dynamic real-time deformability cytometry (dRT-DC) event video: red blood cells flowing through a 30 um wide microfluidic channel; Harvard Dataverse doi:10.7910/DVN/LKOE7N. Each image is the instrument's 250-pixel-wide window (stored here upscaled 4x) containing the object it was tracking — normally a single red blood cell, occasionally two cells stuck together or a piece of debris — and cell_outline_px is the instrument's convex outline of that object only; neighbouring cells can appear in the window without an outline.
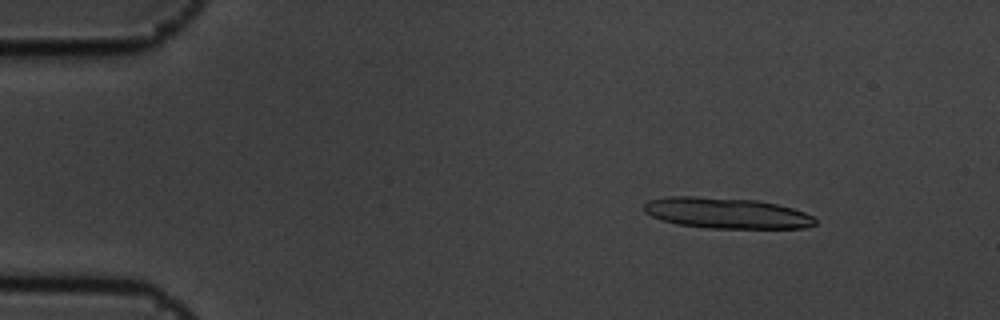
{"species": "common noctule bat (a hibernating species)", "species_latin": "Nyctalus noctula", "temperature_condition": "cold", "stored_images_in_passage": 37, "camera_frame_rate_fps": 3000, "um_per_image_px": 0.085, "animal": {"sex": "male", "body_mass_g": 19.5, "forearm_length_mm": 54.6}, "frame": {"image": 1, "passage_image": 6, "time_ms": 1.667, "image_size_px": [1000, 320], "cell_outline_px": [[816, 224], [804, 228], [708, 228], [676, 224], [652, 216], [644, 212], [644, 204], [648, 200], [668, 196], [696, 196], [756, 200], [776, 204], [792, 208], [804, 212], [812, 216], [816, 220]], "centroid_in_image_um": [61.73, 18.11], "position_along_channel_um": 23.3, "area_um2": 30.69}}
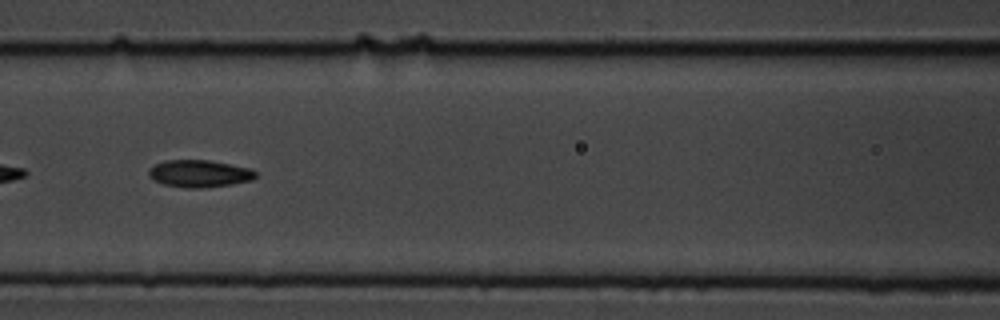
{"frame": {"image": 2, "passage_image": 24, "time_ms": 7.667, "image_size_px": [1000, 320], "cell_outline_px": [[256, 176], [252, 180], [232, 184], [200, 188], [188, 188], [164, 184], [148, 176], [148, 172], [156, 164], [164, 160], [208, 160], [252, 168], [256, 172]], "centroid_in_image_um": [16.98, 14.75], "position_along_channel_um": 149.6, "area_um2": 16.82}}
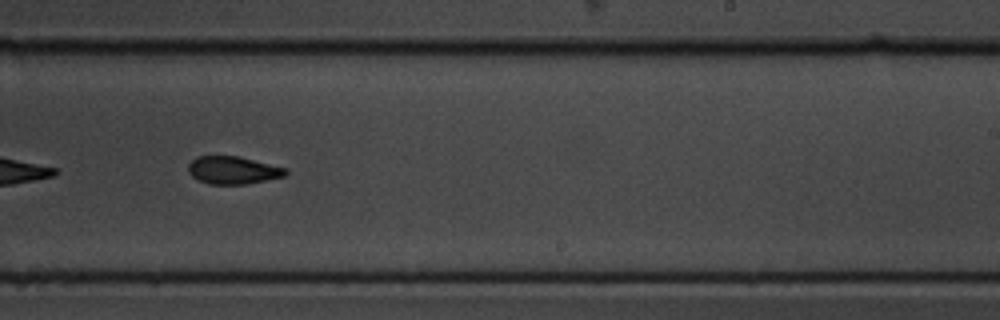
{"frame": {"image": 3, "passage_image": 34, "time_ms": 11.0, "image_size_px": [1000, 320], "cell_outline_px": [[288, 172], [284, 176], [244, 184], [208, 184], [192, 176], [188, 172], [188, 164], [196, 156], [240, 156], [288, 168]], "centroid_in_image_um": [19.8, 14.45], "position_along_channel_um": 269.2, "area_um2": 15.72}}